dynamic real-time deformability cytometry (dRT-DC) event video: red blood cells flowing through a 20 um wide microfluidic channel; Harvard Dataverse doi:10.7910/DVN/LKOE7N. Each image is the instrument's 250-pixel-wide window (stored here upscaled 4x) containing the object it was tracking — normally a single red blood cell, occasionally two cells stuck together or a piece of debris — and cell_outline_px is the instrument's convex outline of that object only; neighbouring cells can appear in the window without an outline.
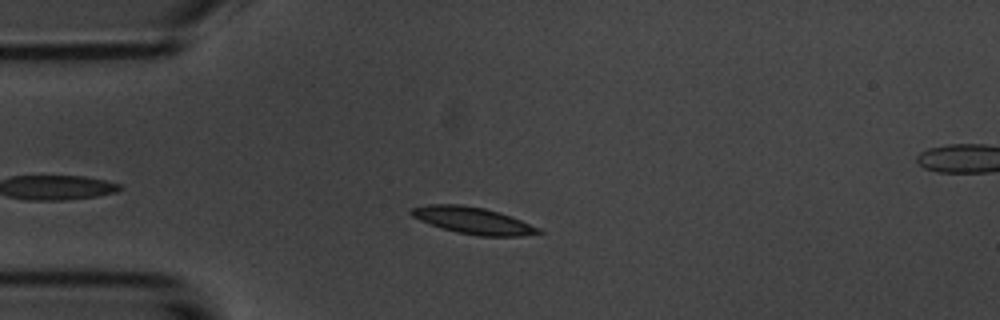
{"species": "common noctule bat (a hibernating species)", "species_latin": "Nyctalus noctula", "temperature_condition": "room temperature", "stored_images_in_passage": 6, "camera_frame_rate_fps": 3000, "um_per_image_px": 0.085, "animal": {"sex": "male", "body_mass_g": 20.1, "forearm_length_mm": 53.5}, "frame": {"image": 1, "passage_image": 3, "time_ms": 2.333, "image_size_px": [1000, 320], "cell_outline_px": [[544, 232], [520, 236], [480, 236], [456, 232], [440, 228], [420, 220], [412, 216], [408, 212], [412, 208], [428, 204], [460, 204], [484, 208], [500, 212], [540, 228]], "centroid_in_image_um": [40.18, 18.74], "position_along_channel_um": 44.8, "area_um2": 19.83}}
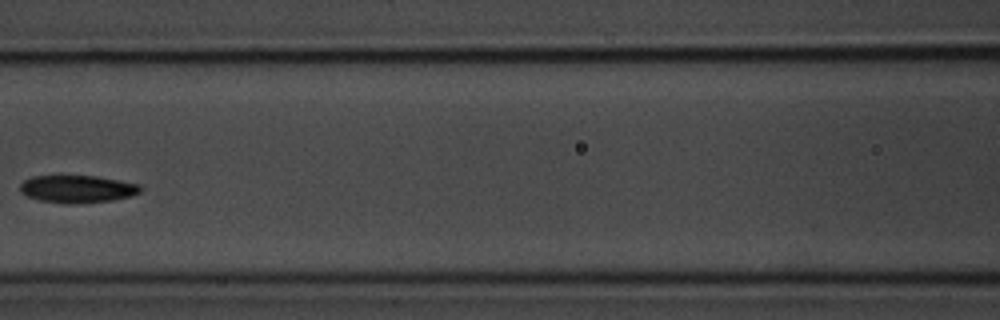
{"frame": {"image": 2, "passage_image": 6, "time_ms": 6.0, "image_size_px": [1000, 320], "cell_outline_px": [[144, 188], [140, 192], [132, 196], [112, 200], [80, 204], [64, 204], [40, 200], [28, 196], [20, 192], [20, 184], [24, 180], [32, 176], [96, 176], [120, 180], [140, 184]], "centroid_in_image_um": [6.61, 16.07], "position_along_channel_um": 160.0, "area_um2": 19.54}}